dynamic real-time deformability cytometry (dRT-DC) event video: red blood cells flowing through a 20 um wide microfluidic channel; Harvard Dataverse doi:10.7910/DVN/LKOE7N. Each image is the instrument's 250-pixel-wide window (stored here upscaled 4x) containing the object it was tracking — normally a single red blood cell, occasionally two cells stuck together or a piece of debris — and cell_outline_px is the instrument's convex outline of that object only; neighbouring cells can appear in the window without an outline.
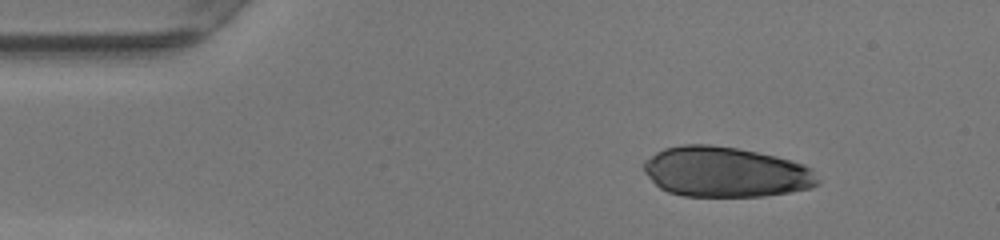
{"species": "human", "species_latin": "Homo sapiens", "temperature_condition": "warm", "stored_images_in_passage": 12, "camera_frame_rate_fps": 3000, "um_per_image_px": 0.085, "donor": {"sex": "female"}, "frame": {"image": 1, "passage_image": 1, "time_ms": 0.0, "image_size_px": [1000, 240], "cell_outline_px": [[820, 184], [812, 188], [764, 196], [684, 196], [668, 192], [660, 188], [644, 172], [644, 160], [656, 152], [664, 148], [684, 144], [712, 144], [736, 148], [776, 156], [792, 160], [804, 164], [812, 168], [820, 180]], "centroid_in_image_um": [61.7, 14.61], "position_along_channel_um": 23.3, "area_um2": 51.21}}
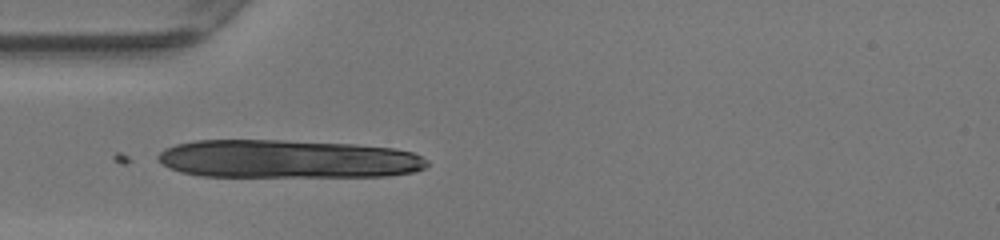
{"frame": {"image": 2, "passage_image": 9, "time_ms": 2.667, "image_size_px": [1000, 240], "cell_outline_px": [[428, 164], [424, 168], [412, 172], [388, 176], [200, 176], [180, 172], [164, 164], [156, 156], [164, 148], [176, 144], [196, 140], [284, 140], [356, 144], [396, 148], [412, 152], [428, 160]], "centroid_in_image_um": [24.47, 13.51], "position_along_channel_um": 60.5, "area_um2": 60.17}}